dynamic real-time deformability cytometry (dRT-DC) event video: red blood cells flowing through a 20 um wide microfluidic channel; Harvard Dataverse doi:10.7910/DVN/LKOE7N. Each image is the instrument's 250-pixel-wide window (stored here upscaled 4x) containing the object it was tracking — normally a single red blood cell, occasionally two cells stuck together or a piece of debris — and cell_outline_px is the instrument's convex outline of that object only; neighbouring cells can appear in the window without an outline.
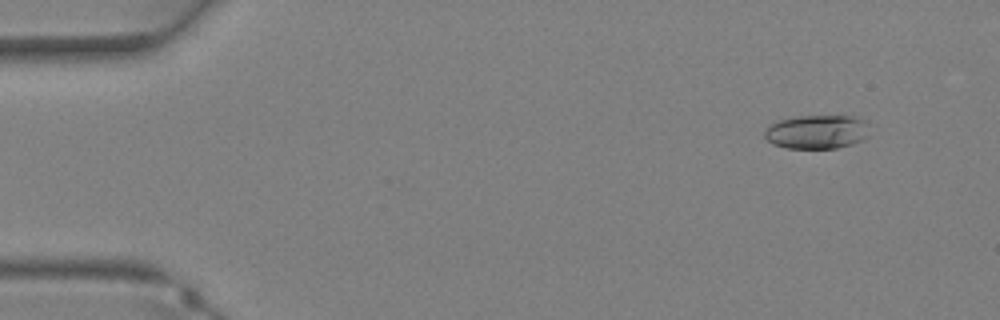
{"species": "Egyptian fruit bat (a non-hibernating species)", "species_latin": "Rousettus aegyptiacus", "temperature_condition": "warm", "stored_images_in_passage": 37, "camera_frame_rate_fps": 3000, "um_per_image_px": 0.085, "animal": {"sex": "female"}, "frame": {"image": 1, "passage_image": 4, "time_ms": 1.0, "image_size_px": [1000, 320], "cell_outline_px": [[868, 136], [852, 144], [836, 148], [788, 148], [772, 144], [764, 136], [764, 132], [776, 120], [800, 116], [852, 116], [864, 120]], "centroid_in_image_um": [69.4, 11.21], "position_along_channel_um": 15.6, "area_um2": 20.46}}
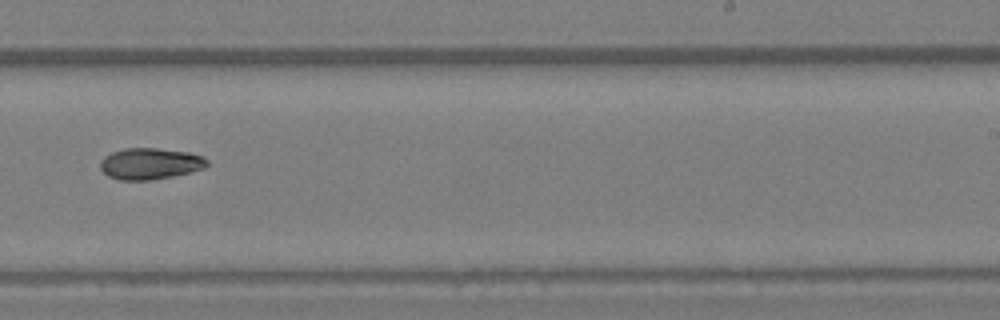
{"frame": {"image": 2, "passage_image": 24, "time_ms": 7.667, "image_size_px": [1000, 320], "cell_outline_px": [[208, 164], [204, 168], [172, 176], [148, 180], [120, 180], [108, 176], [100, 168], [100, 160], [104, 156], [112, 152], [124, 148], [156, 148], [188, 152], [204, 156], [208, 160]], "centroid_in_image_um": [12.74, 13.9], "position_along_channel_um": 276.3, "area_um2": 19.48}}
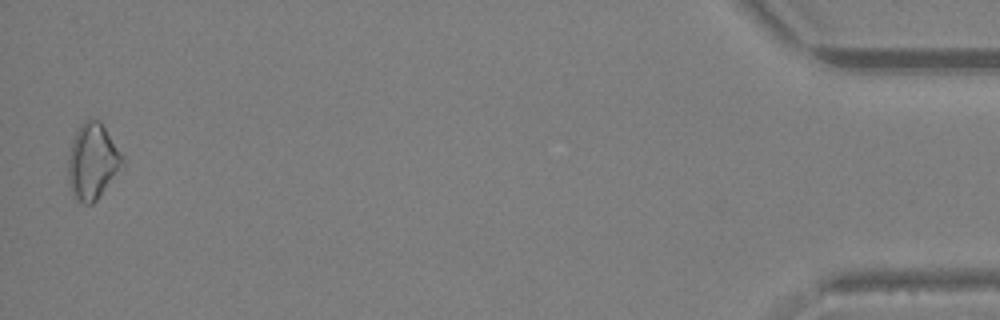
{"frame": {"image": 3, "passage_image": 37, "time_ms": 12.0, "image_size_px": [1000, 320], "cell_outline_px": [[124, 164], [96, 200], [92, 204], [84, 204], [72, 196], [68, 184], [68, 156], [72, 140], [76, 128], [84, 120], [100, 120], [124, 156]], "centroid_in_image_um": [7.84, 13.71], "position_along_channel_um": 427.4, "area_um2": 24.16}}